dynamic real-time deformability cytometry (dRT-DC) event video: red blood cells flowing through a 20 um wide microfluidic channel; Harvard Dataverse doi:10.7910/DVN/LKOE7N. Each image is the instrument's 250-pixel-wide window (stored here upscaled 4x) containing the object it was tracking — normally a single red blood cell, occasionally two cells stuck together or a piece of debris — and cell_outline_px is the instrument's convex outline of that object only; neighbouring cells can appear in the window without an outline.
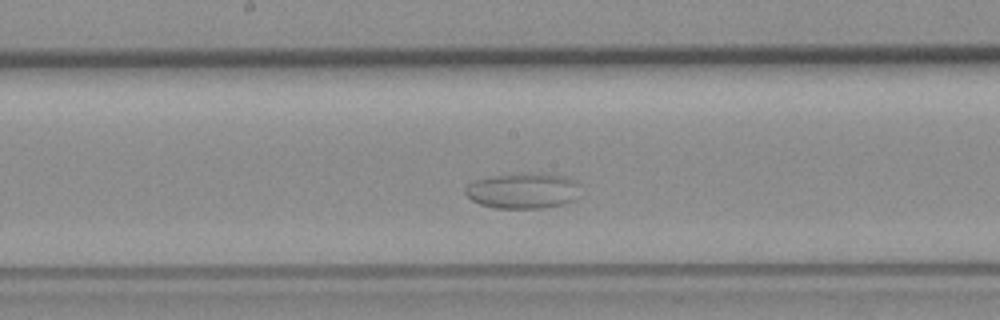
{"species": "common noctule bat (a hibernating species)", "species_latin": "Nyctalus noctula", "temperature_condition": "room temperature", "stored_images_in_passage": 58, "camera_frame_rate_fps": 3000, "um_per_image_px": 0.085, "animal": {"sex": "female", "body_mass_g": 19.3, "forearm_length_mm": 54.1}, "frame": {"image": 1, "passage_image": 33, "time_ms": 10.667, "image_size_px": [1000, 320], "cell_outline_px": [[580, 184], [576, 200], [564, 204], [544, 208], [496, 208], [480, 204], [472, 200], [464, 192], [464, 188], [468, 184], [476, 180], [492, 176], [520, 172], [540, 172], [568, 176], [576, 180]], "centroid_in_image_um": [44.51, 16.19], "position_along_channel_um": 203.7, "area_um2": 24.51}}
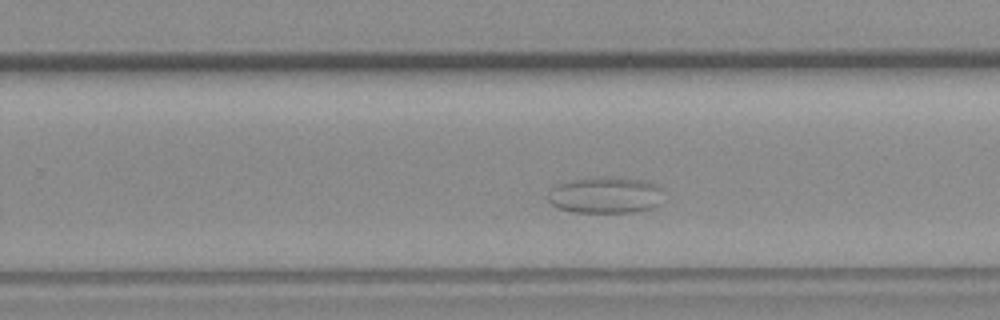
{"frame": {"image": 2, "passage_image": 40, "time_ms": 13.0, "image_size_px": [1000, 320], "cell_outline_px": [[664, 188], [660, 204], [652, 208], [636, 212], [572, 212], [560, 208], [552, 204], [548, 200], [548, 192], [556, 184], [588, 176], [616, 176], [644, 180], [660, 184]], "centroid_in_image_um": [51.52, 16.55], "position_along_channel_um": 278.3, "area_um2": 25.32}}
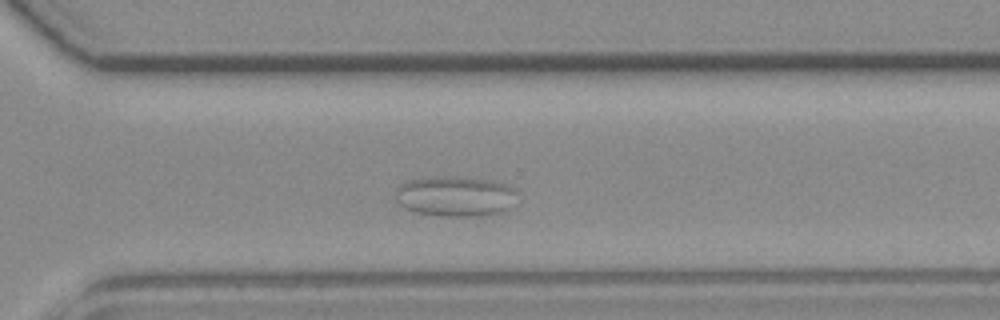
{"frame": {"image": 3, "passage_image": 45, "time_ms": 14.667, "image_size_px": [1000, 320], "cell_outline_px": [[516, 204], [504, 212], [476, 216], [440, 216], [416, 212], [404, 208], [392, 196], [392, 192], [400, 184], [412, 180], [428, 176], [452, 176], [496, 180], [516, 188]], "centroid_in_image_um": [38.71, 16.67], "position_along_channel_um": 331.9, "area_um2": 29.42}}